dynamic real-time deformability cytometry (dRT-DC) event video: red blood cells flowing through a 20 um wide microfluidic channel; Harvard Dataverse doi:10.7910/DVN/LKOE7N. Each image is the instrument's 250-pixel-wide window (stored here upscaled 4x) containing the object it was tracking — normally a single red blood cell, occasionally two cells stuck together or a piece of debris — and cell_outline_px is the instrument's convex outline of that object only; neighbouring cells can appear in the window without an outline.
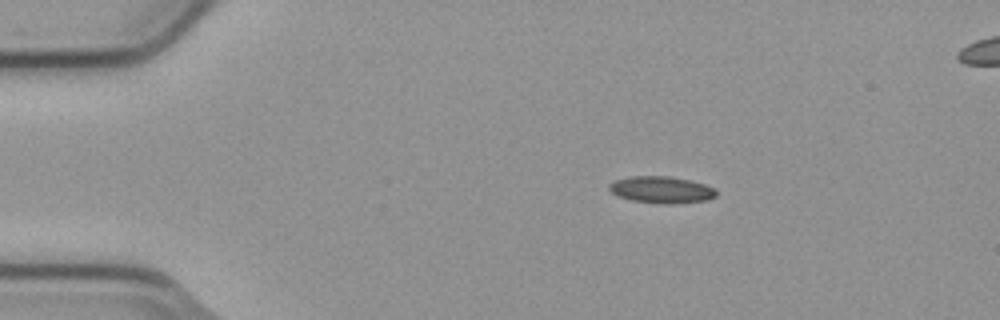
{"species": "common noctule bat (a hibernating species)", "species_latin": "Nyctalus noctula", "temperature_condition": "cold", "stored_images_in_passage": 4, "camera_frame_rate_fps": 3000, "um_per_image_px": 0.085, "animal": {"sex": "male", "body_mass_g": 23.1, "forearm_length_mm": 52.7}, "frame": {"image": 1, "passage_image": 1, "time_ms": 0.0, "image_size_px": [1000, 320], "cell_outline_px": [[716, 196], [708, 200], [676, 204], [660, 204], [632, 200], [616, 196], [608, 188], [608, 184], [616, 180], [632, 176], [668, 176], [688, 180], [704, 184], [712, 188], [716, 192]], "centroid_in_image_um": [56.2, 16.14], "position_along_channel_um": 28.8, "area_um2": 16.7}}
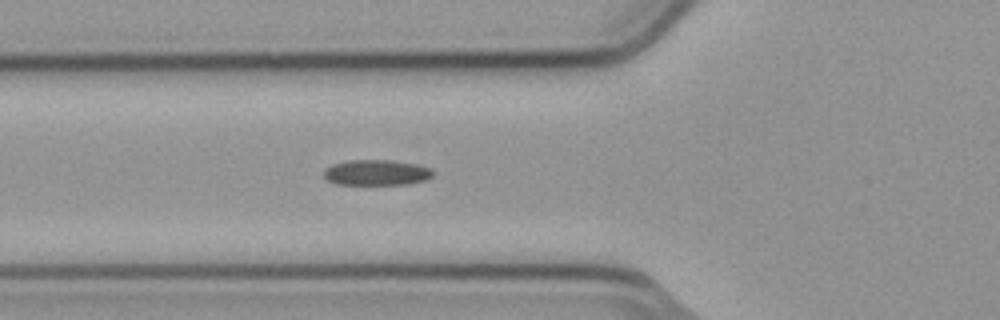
{"frame": {"image": 2, "passage_image": 4, "time_ms": 1.0, "image_size_px": [1000, 320], "cell_outline_px": [[436, 172], [432, 176], [424, 180], [408, 184], [336, 184], [328, 180], [324, 176], [324, 168], [332, 164], [348, 160], [388, 160], [416, 164], [432, 168]], "centroid_in_image_um": [32.01, 14.66], "position_along_channel_um": 93.8, "area_um2": 16.3}}